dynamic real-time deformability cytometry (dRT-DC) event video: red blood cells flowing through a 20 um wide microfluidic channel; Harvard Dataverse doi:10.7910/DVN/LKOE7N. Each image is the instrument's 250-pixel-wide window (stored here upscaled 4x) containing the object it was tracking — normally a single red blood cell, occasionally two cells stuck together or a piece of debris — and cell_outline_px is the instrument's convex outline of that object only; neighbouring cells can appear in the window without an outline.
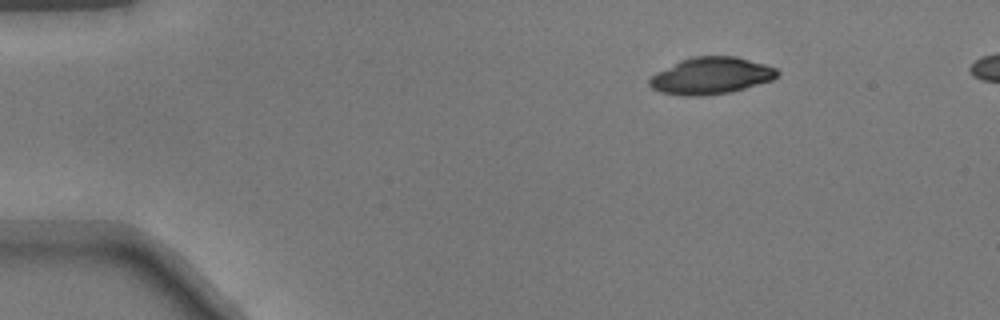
{"species": "common noctule bat (a hibernating species)", "species_latin": "Nyctalus noctula", "temperature_condition": "warm", "stored_images_in_passage": 44, "camera_frame_rate_fps": 3000, "um_per_image_px": 0.085, "animal": {"sex": "male", "body_mass_g": 17.9}, "frame": {"image": 1, "passage_image": 1, "time_ms": 0.0, "image_size_px": [1000, 320], "cell_outline_px": [[780, 72], [772, 80], [732, 92], [704, 96], [684, 96], [660, 92], [652, 88], [648, 84], [648, 80], [656, 72], [680, 60], [692, 56], [736, 56], [764, 64], [776, 68]], "centroid_in_image_um": [60.42, 6.44], "position_along_channel_um": 24.6, "area_um2": 27.57}}
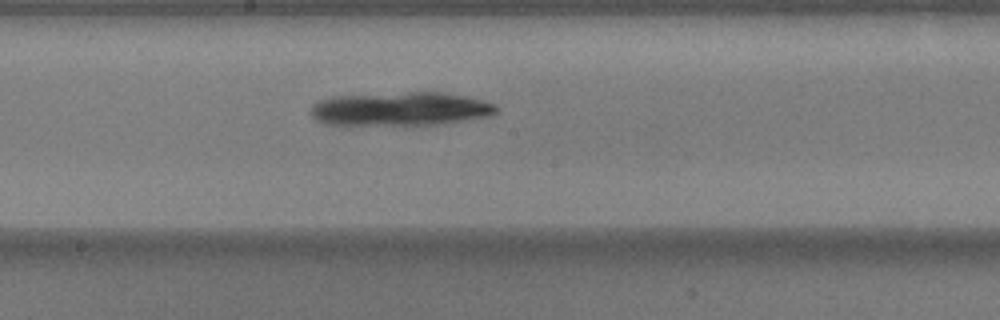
{"frame": {"image": 2, "passage_image": 21, "time_ms": 6.667, "image_size_px": [1000, 320], "cell_outline_px": [[500, 108], [492, 116], [444, 124], [328, 124], [316, 120], [312, 116], [312, 104], [316, 100], [332, 96], [408, 92], [444, 92], [464, 96], [496, 104]], "centroid_in_image_um": [34.08, 9.24], "position_along_channel_um": 214.1, "area_um2": 36.41}}
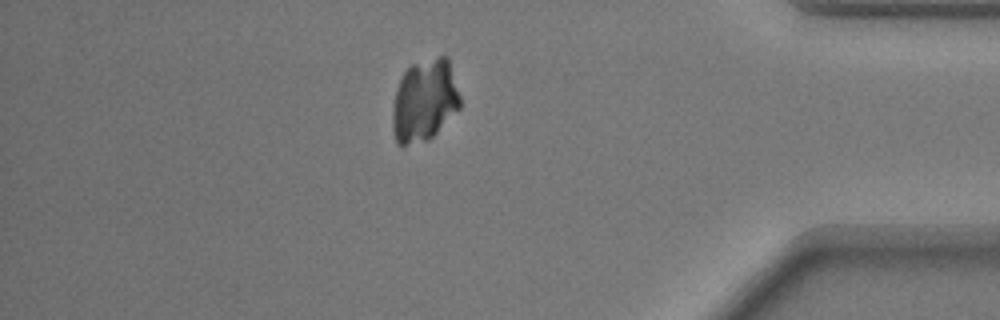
{"frame": {"image": 3, "passage_image": 37, "time_ms": 12.0, "image_size_px": [1000, 320], "cell_outline_px": [[460, 108], [428, 140], [404, 144], [396, 144], [392, 128], [392, 108], [396, 88], [400, 76], [412, 64], [440, 56], [448, 56], [460, 96]], "centroid_in_image_um": [36.06, 8.53], "position_along_channel_um": 399.1, "area_um2": 32.31}}